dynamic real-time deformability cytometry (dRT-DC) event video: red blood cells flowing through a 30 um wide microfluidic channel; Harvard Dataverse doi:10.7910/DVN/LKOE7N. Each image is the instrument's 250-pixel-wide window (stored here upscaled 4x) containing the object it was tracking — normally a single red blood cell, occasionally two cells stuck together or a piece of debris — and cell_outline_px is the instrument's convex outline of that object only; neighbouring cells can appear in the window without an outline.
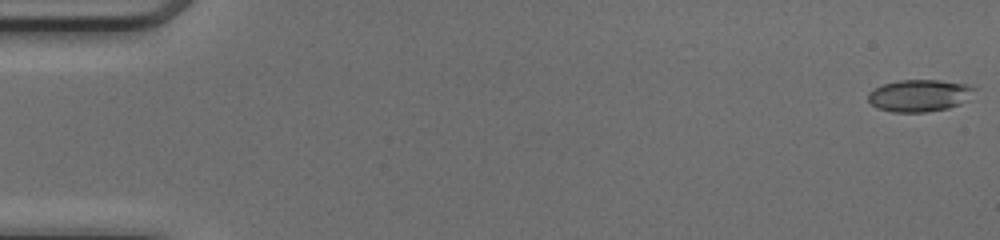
{"species": "common noctule bat (a hibernating species)", "species_latin": "Nyctalus noctula", "temperature_condition": "cold", "stored_images_in_passage": 50, "camera_frame_rate_fps": 3000, "um_per_image_px": 0.085, "animal": {"sex": "female", "body_mass_g": 17.0, "forearm_length_mm": 48.0}, "frame": {"image": 1, "passage_image": 1, "time_ms": 0.0, "image_size_px": [1000, 240], "cell_outline_px": [[976, 88], [968, 100], [960, 104], [948, 108], [928, 112], [892, 112], [876, 108], [868, 100], [868, 92], [884, 84], [896, 80], [940, 80], [968, 84]], "centroid_in_image_um": [78.16, 8.12], "position_along_channel_um": 6.8, "area_um2": 20.0}}
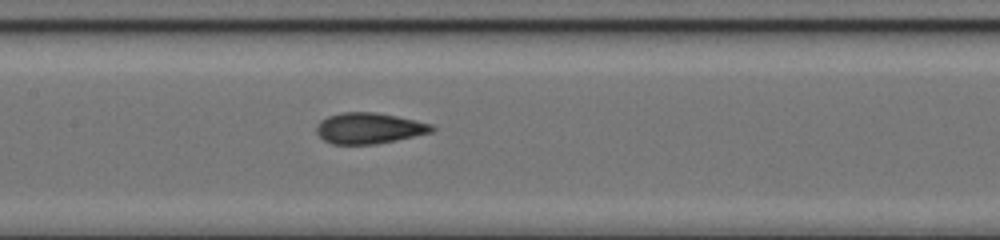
{"frame": {"image": 2, "passage_image": 25, "time_ms": 8.0, "image_size_px": [1000, 240], "cell_outline_px": [[436, 128], [432, 132], [396, 140], [376, 144], [332, 144], [324, 140], [316, 132], [316, 128], [320, 120], [328, 116], [340, 112], [376, 112], [396, 116], [432, 124]], "centroid_in_image_um": [31.36, 10.89], "position_along_channel_um": 176.0, "area_um2": 20.75}}
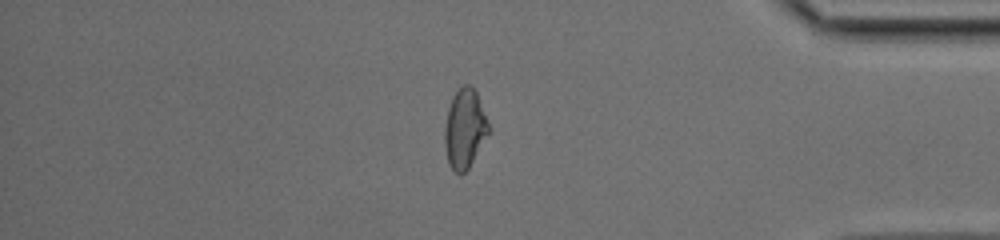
{"frame": {"image": 3, "passage_image": 43, "time_ms": 14.0, "image_size_px": [1000, 240], "cell_outline_px": [[488, 132], [468, 168], [460, 176], [448, 164], [444, 144], [444, 128], [448, 108], [452, 96], [464, 84], [468, 84], [476, 92], [488, 124]], "centroid_in_image_um": [39.45, 10.95], "position_along_channel_um": 395.8, "area_um2": 19.77}, "authors_computed_cell_mechanics": {"area_um2": 20.519, "velocity_mm_per_s": 4.1516, "shape_relaxation_time_tau1_ms": 9.7806, "shape_relaxation_time_tau2_ms": 1.1036, "deformation_change_tau1": 0.214, "deformation_change_tau2": 0.0686}}